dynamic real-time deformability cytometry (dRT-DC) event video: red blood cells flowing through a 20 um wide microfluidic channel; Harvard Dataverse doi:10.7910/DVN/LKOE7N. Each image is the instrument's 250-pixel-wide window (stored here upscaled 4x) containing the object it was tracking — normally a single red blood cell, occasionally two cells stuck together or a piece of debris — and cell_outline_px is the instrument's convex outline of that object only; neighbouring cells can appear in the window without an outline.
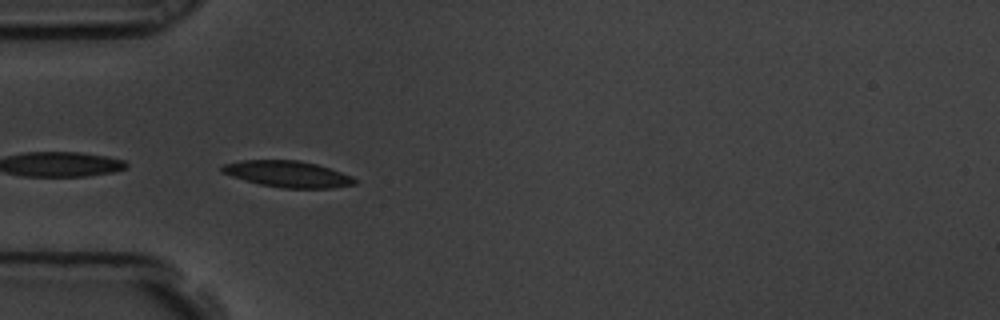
{"species": "common noctule bat (a hibernating species)", "species_latin": "Nyctalus noctula", "temperature_condition": "room temperature", "stored_images_in_passage": 6, "camera_frame_rate_fps": 3000, "um_per_image_px": 0.085, "animal": {"sex": "male", "body_mass_g": 19.5, "forearm_length_mm": 54.6}, "frame": {"image": 1, "passage_image": 1, "time_ms": 0.0, "image_size_px": [1000, 320], "cell_outline_px": [[356, 184], [332, 188], [284, 188], [260, 184], [244, 180], [220, 172], [220, 168], [224, 164], [240, 160], [300, 160], [316, 164], [352, 176], [356, 180]], "centroid_in_image_um": [24.43, 14.79], "position_along_channel_um": 60.6, "area_um2": 20.29}}